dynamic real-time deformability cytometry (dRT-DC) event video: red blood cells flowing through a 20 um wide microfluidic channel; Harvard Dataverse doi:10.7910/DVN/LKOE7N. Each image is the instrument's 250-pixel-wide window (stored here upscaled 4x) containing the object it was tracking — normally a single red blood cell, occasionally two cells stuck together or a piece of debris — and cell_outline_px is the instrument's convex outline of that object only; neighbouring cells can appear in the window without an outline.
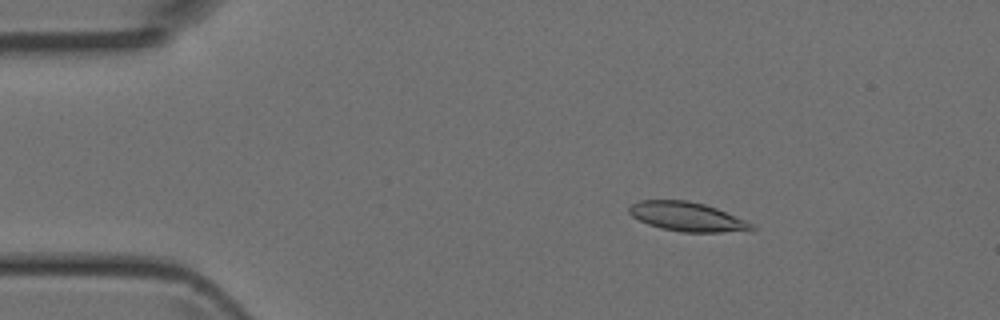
{"species": "Egyptian fruit bat (a non-hibernating species)", "species_latin": "Rousettus aegyptiacus", "temperature_condition": "room temperature", "stored_images_in_passage": 47, "camera_frame_rate_fps": 3000, "um_per_image_px": 0.085, "animal": {"sex": "female"}, "frame": {"image": 1, "passage_image": 8, "time_ms": 2.333, "image_size_px": [1000, 320], "cell_outline_px": [[756, 228], [752, 232], [684, 232], [660, 228], [648, 224], [632, 216], [628, 212], [628, 208], [632, 204], [640, 200], [688, 200], [704, 204], [716, 208], [744, 220], [752, 224]], "centroid_in_image_um": [58.43, 18.43], "position_along_channel_um": 26.6, "area_um2": 20.87}}
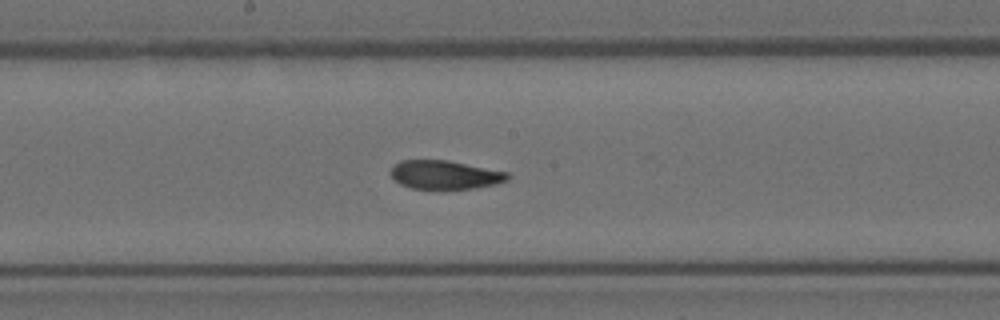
{"frame": {"image": 2, "passage_image": 25, "time_ms": 8.0, "image_size_px": [1000, 320], "cell_outline_px": [[512, 176], [508, 180], [496, 184], [476, 188], [412, 188], [400, 184], [388, 172], [400, 160], [448, 160], [508, 172]], "centroid_in_image_um": [37.85, 14.85], "position_along_channel_um": 210.4, "area_um2": 19.42}}
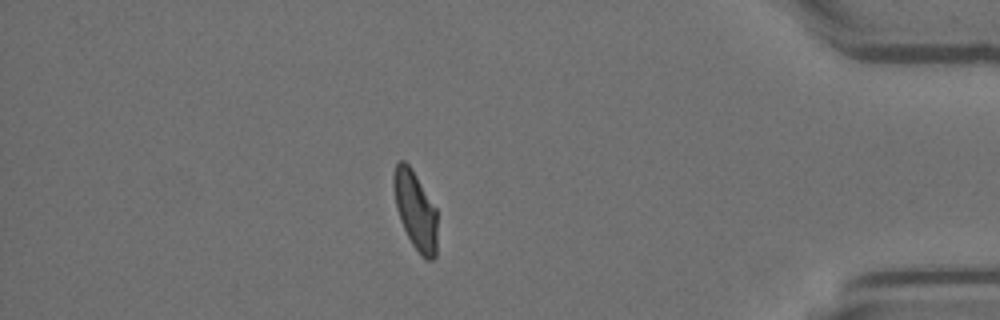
{"frame": {"image": 3, "passage_image": 41, "time_ms": 13.333, "image_size_px": [1000, 320], "cell_outline_px": [[436, 256], [432, 260], [424, 260], [420, 256], [412, 244], [400, 220], [396, 208], [392, 184], [392, 176], [396, 164], [400, 160], [404, 160], [412, 168], [436, 208]], "centroid_in_image_um": [35.29, 17.87], "position_along_channel_um": 399.9, "area_um2": 20.06}}